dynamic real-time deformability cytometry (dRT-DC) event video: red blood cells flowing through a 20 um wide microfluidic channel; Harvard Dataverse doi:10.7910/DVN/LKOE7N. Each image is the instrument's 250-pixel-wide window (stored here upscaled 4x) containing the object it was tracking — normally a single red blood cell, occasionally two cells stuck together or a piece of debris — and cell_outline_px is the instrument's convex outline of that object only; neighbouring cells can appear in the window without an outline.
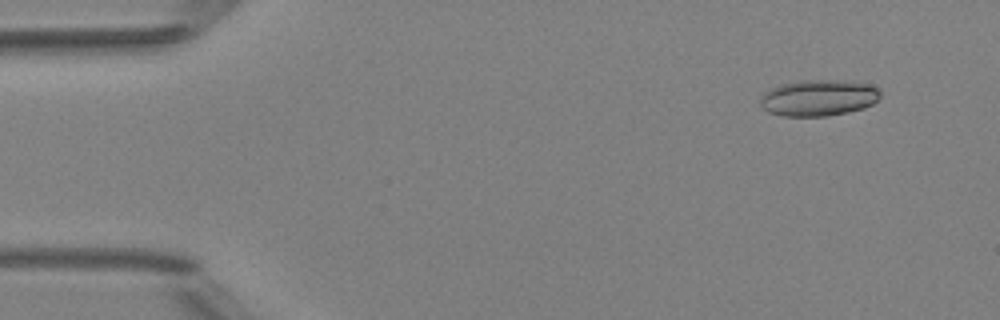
{"species": "Egyptian fruit bat (a non-hibernating species)", "species_latin": "Rousettus aegyptiacus", "temperature_condition": "room temperature", "stored_images_in_passage": 5, "camera_frame_rate_fps": 3000, "um_per_image_px": 0.085, "animal": {"sex": "female"}, "frame": {"image": 1, "passage_image": 2, "time_ms": 1.0, "image_size_px": [1000, 320], "cell_outline_px": [[880, 96], [872, 104], [864, 108], [848, 112], [828, 116], [784, 116], [768, 112], [760, 104], [760, 96], [764, 92], [780, 84], [800, 80], [852, 80], [872, 84], [880, 88]], "centroid_in_image_um": [69.61, 8.3], "position_along_channel_um": 15.4, "area_um2": 25.78}}
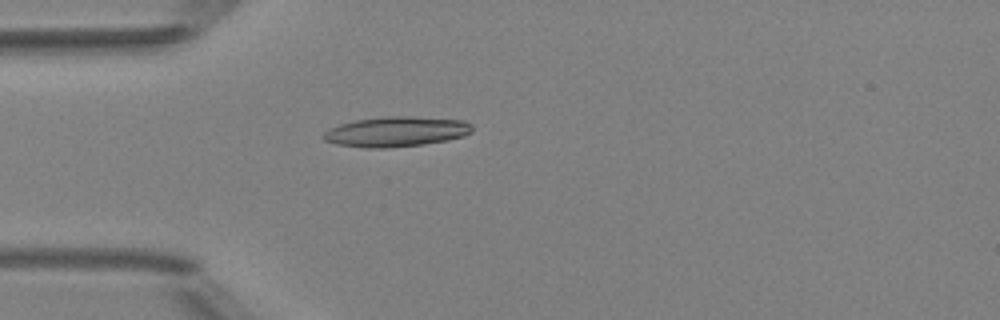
{"frame": {"image": 2, "passage_image": 5, "time_ms": 4.333, "image_size_px": [1000, 320], "cell_outline_px": [[472, 132], [464, 136], [448, 140], [424, 144], [384, 148], [364, 148], [336, 144], [324, 140], [320, 136], [328, 128], [340, 124], [356, 120], [384, 116], [408, 116], [464, 120], [472, 124]], "centroid_in_image_um": [33.66, 11.19], "position_along_channel_um": 51.3, "area_um2": 26.3}}